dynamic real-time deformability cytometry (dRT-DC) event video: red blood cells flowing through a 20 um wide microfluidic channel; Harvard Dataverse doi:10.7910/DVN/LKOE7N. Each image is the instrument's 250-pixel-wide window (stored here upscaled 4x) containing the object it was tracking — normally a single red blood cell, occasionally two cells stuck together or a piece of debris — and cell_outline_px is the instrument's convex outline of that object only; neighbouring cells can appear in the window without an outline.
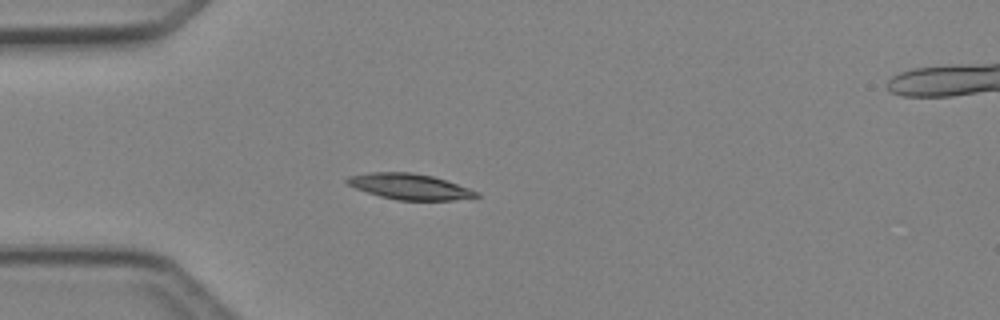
{"species": "Egyptian fruit bat (a non-hibernating species)", "species_latin": "Rousettus aegyptiacus", "temperature_condition": "cold", "stored_images_in_passage": 42, "camera_frame_rate_fps": 3000, "um_per_image_px": 0.085, "animal": {"sex": "female"}, "frame": {"image": 1, "passage_image": 8, "time_ms": 2.333, "image_size_px": [1000, 320], "cell_outline_px": [[480, 196], [452, 200], [396, 200], [380, 196], [356, 188], [348, 184], [344, 180], [348, 176], [368, 172], [412, 172], [432, 176], [480, 192]], "centroid_in_image_um": [34.79, 15.85], "position_along_channel_um": 50.2, "area_um2": 19.25}}
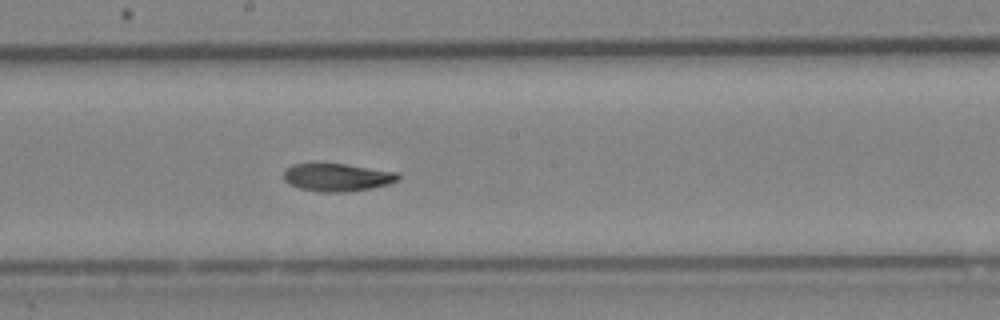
{"frame": {"image": 2, "passage_image": 21, "time_ms": 6.667, "image_size_px": [1000, 320], "cell_outline_px": [[400, 176], [396, 180], [388, 184], [372, 188], [348, 192], [320, 192], [300, 188], [288, 184], [284, 180], [284, 172], [292, 164], [344, 164], [400, 172]], "centroid_in_image_um": [28.68, 15.08], "position_along_channel_um": 219.5, "area_um2": 18.5}}
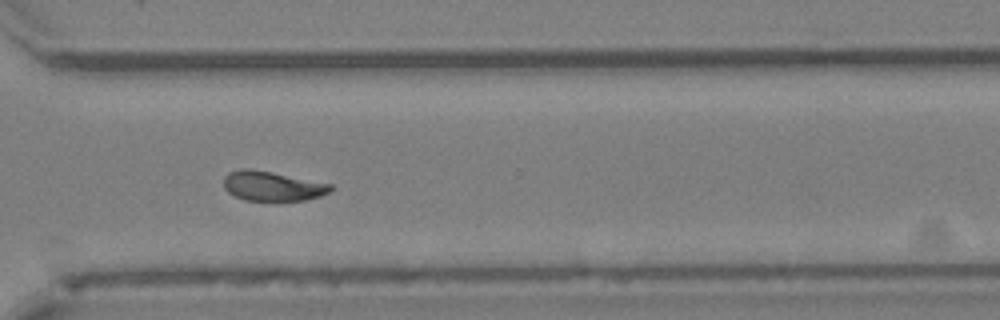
{"frame": {"image": 3, "passage_image": 30, "time_ms": 9.667, "image_size_px": [1000, 320], "cell_outline_px": [[332, 188], [328, 192], [320, 196], [304, 200], [244, 200], [228, 192], [224, 188], [224, 176], [228, 172], [240, 168], [252, 168], [332, 184]], "centroid_in_image_um": [23.11, 15.8], "position_along_channel_um": 347.5, "area_um2": 18.38}, "authors_computed_cell_mechanics": {"area_um2": 18.6983, "velocity_mm_per_s": 4.2474, "shape_relaxation_time_tau1_ms": 4.342, "shape_relaxation_time_tau2_ms": 4.1368, "deformation_change_tau1": 0.1505, "deformation_change_tau2": 0.0861}}